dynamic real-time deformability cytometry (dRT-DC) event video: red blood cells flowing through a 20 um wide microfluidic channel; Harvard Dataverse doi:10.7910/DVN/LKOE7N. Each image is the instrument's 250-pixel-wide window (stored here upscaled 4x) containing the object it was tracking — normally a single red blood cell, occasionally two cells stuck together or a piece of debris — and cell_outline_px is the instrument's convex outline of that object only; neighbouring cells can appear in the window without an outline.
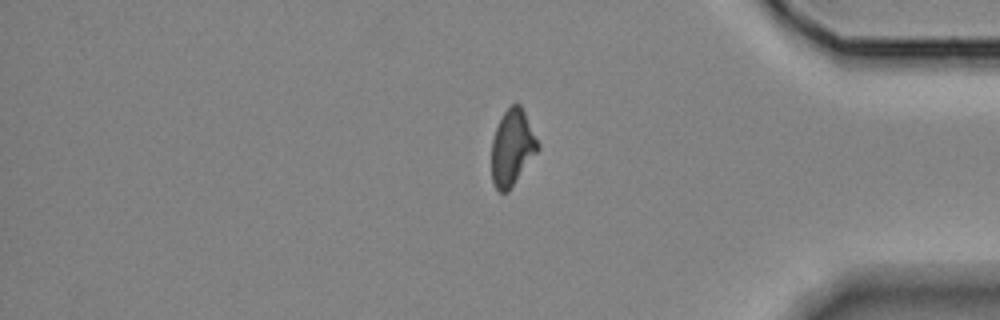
{"species": "Egyptian fruit bat (a non-hibernating species)", "species_latin": "Rousettus aegyptiacus", "temperature_condition": "room temperature", "stored_images_in_passage": 17, "segment_of_instrument_passage": [2, 2], "camera_frame_rate_fps": 3000, "um_per_image_px": 0.085, "animal": {"sex": "female"}, "frame": {"image": 1, "passage_image": 17, "time_ms": 20.0, "image_size_px": [1000, 320], "cell_outline_px": [[540, 148], [508, 192], [500, 192], [496, 188], [492, 180], [492, 140], [500, 116], [512, 104], [520, 104], [540, 144]], "centroid_in_image_um": [43.54, 12.54], "position_along_channel_um": 391.7, "area_um2": 20.35}}